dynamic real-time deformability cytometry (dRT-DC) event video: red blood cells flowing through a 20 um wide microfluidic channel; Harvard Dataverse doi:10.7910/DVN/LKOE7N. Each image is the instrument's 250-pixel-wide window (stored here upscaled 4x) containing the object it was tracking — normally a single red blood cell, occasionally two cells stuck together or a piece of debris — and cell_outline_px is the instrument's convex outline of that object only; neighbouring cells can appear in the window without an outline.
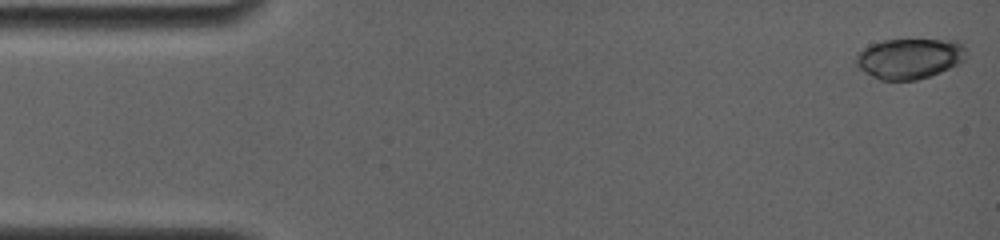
{"species": "common noctule bat (a hibernating species)", "species_latin": "Nyctalus noctula", "temperature_condition": "room temperature", "stored_images_in_passage": 35, "camera_frame_rate_fps": 4000, "um_per_image_px": 0.085, "animal": {"sex": "female", "body_mass_g": 19.0, "forearm_length_mm": 56.7}, "frame": {"image": 1, "passage_image": 1, "time_ms": 0.0, "image_size_px": [1000, 240], "cell_outline_px": [[964, 60], [960, 64], [940, 72], [916, 80], [880, 80], [864, 72], [852, 64], [856, 56], [864, 48], [872, 44], [884, 40], [956, 40], [964, 44]], "centroid_in_image_um": [77.28, 4.98], "position_along_channel_um": 7.7, "area_um2": 26.01}}
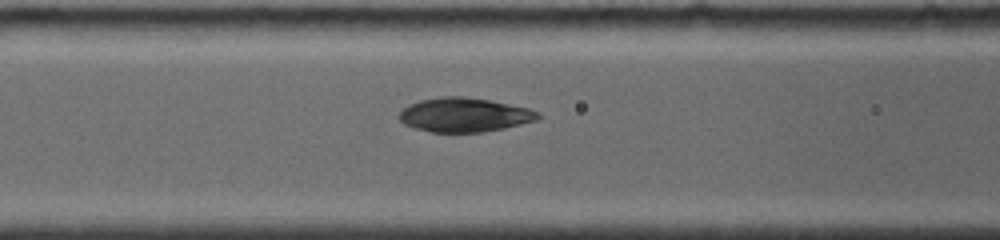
{"frame": {"image": 2, "passage_image": 16, "time_ms": 6.25, "image_size_px": [1000, 240], "cell_outline_px": [[540, 116], [536, 120], [504, 128], [484, 132], [432, 132], [416, 128], [404, 124], [400, 120], [400, 112], [408, 104], [420, 100], [444, 96], [464, 96], [488, 100], [528, 108], [540, 112]], "centroid_in_image_um": [39.46, 9.76], "position_along_channel_um": 127.1, "area_um2": 27.4}}
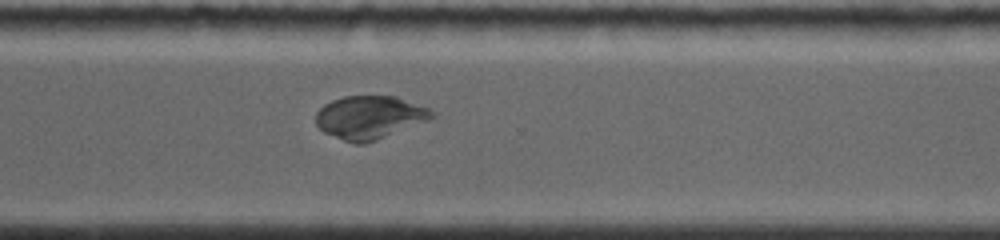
{"frame": {"image": 3, "passage_image": 30, "time_ms": 11.75, "image_size_px": [1000, 240], "cell_outline_px": [[436, 116], [376, 140], [364, 144], [356, 144], [344, 140], [324, 132], [316, 124], [316, 112], [324, 104], [332, 100], [344, 96], [396, 96], [428, 108]], "centroid_in_image_um": [31.37, 9.96], "position_along_channel_um": 339.2, "area_um2": 28.73}, "authors_computed_cell_mechanics": {"area_um2": 27.455, "velocity_mm_per_s": 3.8655, "shape_relaxation_time_tau1_ms": 5.937, "shape_relaxation_time_tau2_ms": null, "deformation_change_tau1": 0.2123, "deformation_change_tau2": null}}